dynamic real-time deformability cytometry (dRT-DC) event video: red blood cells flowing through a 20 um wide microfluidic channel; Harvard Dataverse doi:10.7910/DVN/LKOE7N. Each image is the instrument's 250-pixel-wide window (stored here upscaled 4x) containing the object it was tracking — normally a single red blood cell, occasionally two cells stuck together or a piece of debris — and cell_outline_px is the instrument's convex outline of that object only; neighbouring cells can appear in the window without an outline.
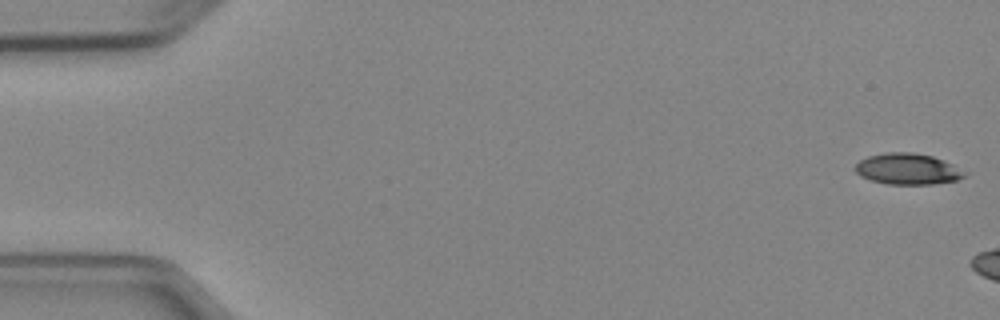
{"species": "Egyptian fruit bat (a non-hibernating species)", "species_latin": "Rousettus aegyptiacus", "temperature_condition": "cold", "stored_images_in_passage": 6, "camera_frame_rate_fps": 3000, "um_per_image_px": 0.085, "animal": {"sex": "female"}, "frame": {"image": 1, "passage_image": 1, "time_ms": 0.0, "image_size_px": [1000, 320], "cell_outline_px": [[968, 172], [964, 176], [956, 180], [932, 184], [888, 184], [872, 180], [860, 176], [856, 172], [856, 164], [860, 160], [868, 156], [888, 152], [912, 152], [932, 156], [944, 160]], "centroid_in_image_um": [77.16, 14.36], "position_along_channel_um": 7.8, "area_um2": 19.71}}
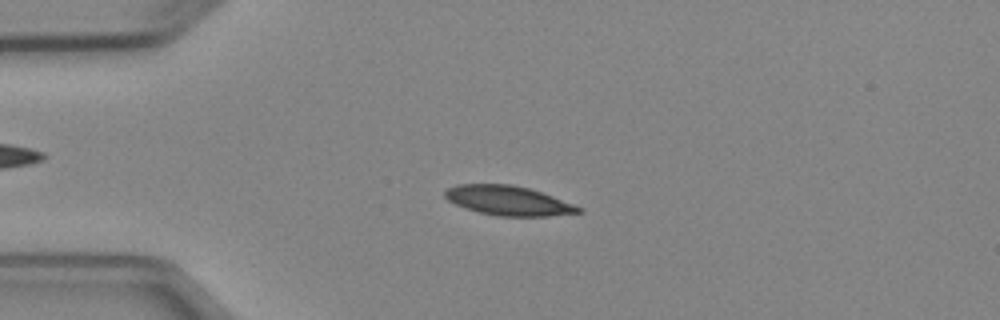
{"frame": {"image": 2, "passage_image": 5, "time_ms": 5.667, "image_size_px": [1000, 320], "cell_outline_px": [[584, 212], [548, 216], [496, 216], [464, 208], [448, 200], [444, 196], [444, 192], [448, 188], [456, 184], [512, 184], [528, 188], [552, 196], [584, 208]], "centroid_in_image_um": [43.21, 17.05], "position_along_channel_um": 41.8, "area_um2": 22.95}}